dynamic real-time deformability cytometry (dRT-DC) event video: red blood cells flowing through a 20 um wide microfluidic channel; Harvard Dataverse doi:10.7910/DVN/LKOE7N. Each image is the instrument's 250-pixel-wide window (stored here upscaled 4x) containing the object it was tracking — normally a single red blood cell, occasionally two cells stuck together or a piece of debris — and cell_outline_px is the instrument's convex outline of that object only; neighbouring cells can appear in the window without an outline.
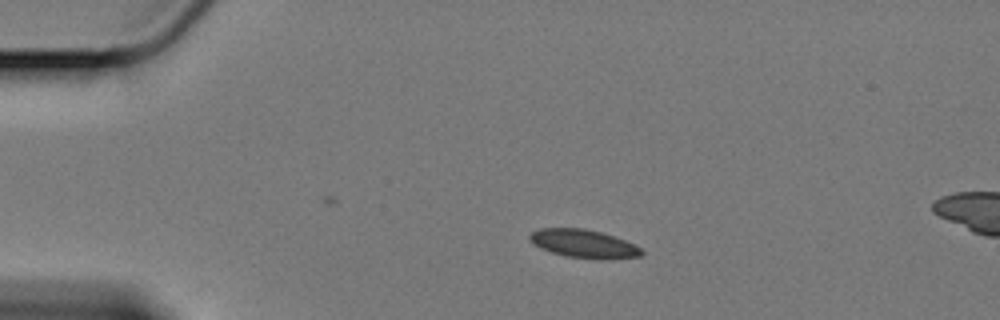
{"species": "Egyptian fruit bat (a non-hibernating species)", "species_latin": "Rousettus aegyptiacus", "temperature_condition": "cold", "stored_images_in_passage": 44, "camera_frame_rate_fps": 3000, "um_per_image_px": 0.085, "animal": {"sex": "female"}, "frame": {"image": 1, "passage_image": 1, "time_ms": 0.0, "image_size_px": [1000, 320], "cell_outline_px": [[644, 252], [640, 256], [612, 260], [596, 260], [564, 256], [540, 248], [528, 236], [532, 232], [540, 228], [584, 228], [600, 232], [624, 240], [640, 248]], "centroid_in_image_um": [49.64, 20.74], "position_along_channel_um": 35.4, "area_um2": 18.44}}
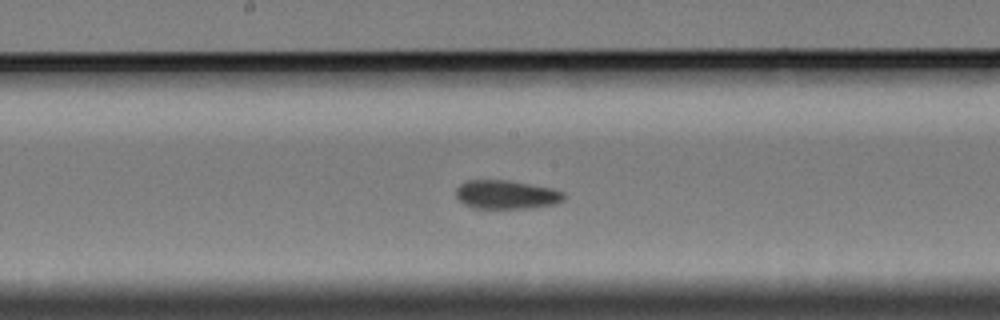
{"frame": {"image": 2, "passage_image": 20, "time_ms": 6.333, "image_size_px": [1000, 320], "cell_outline_px": [[564, 200], [556, 204], [528, 208], [472, 208], [464, 204], [456, 196], [456, 188], [460, 184], [468, 180], [508, 180], [552, 188], [564, 192]], "centroid_in_image_um": [43.04, 16.54], "position_along_channel_um": 205.2, "area_um2": 18.09}}
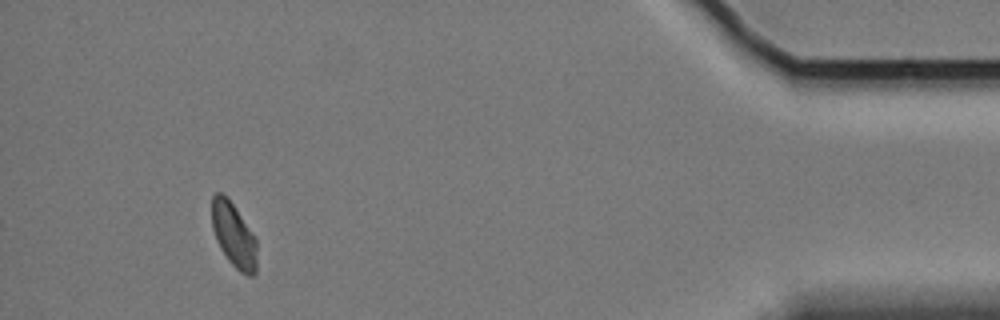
{"frame": {"image": 3, "passage_image": 44, "time_ms": 14.333, "image_size_px": [1000, 320], "cell_outline_px": [[256, 272], [252, 276], [248, 276], [240, 272], [228, 260], [220, 248], [216, 240], [212, 228], [212, 196], [216, 192], [220, 192], [232, 204], [256, 236]], "centroid_in_image_um": [19.87, 20.01], "position_along_channel_um": 415.3, "area_um2": 16.82}, "authors_computed_cell_mechanics": {"area_um2": 18.2648, "velocity_mm_per_s": 3.3643, "shape_relaxation_time_tau1_ms": null, "shape_relaxation_time_tau2_ms": 2.8957, "deformation_change_tau1": null, "deformation_change_tau2": 0.0537}}